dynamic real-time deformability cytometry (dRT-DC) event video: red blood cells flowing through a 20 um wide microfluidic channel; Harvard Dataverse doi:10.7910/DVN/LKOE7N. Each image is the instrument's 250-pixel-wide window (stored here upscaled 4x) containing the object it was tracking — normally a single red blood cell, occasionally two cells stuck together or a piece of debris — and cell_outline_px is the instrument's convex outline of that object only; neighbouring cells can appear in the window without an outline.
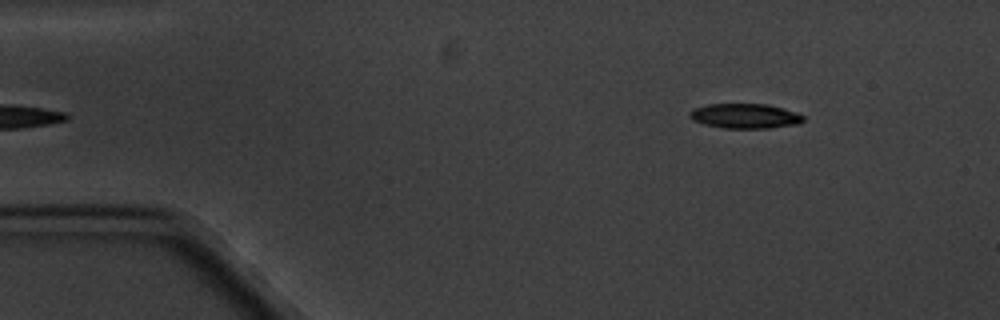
{"species": "common noctule bat (a hibernating species)", "species_latin": "Nyctalus noctula", "temperature_condition": "cold", "stored_images_in_passage": 5, "segment_of_instrument_passage": [2, 2], "camera_frame_rate_fps": 3000, "um_per_image_px": 0.085, "animal": {"sex": "male", "body_mass_g": 20.1, "forearm_length_mm": 53.5}, "frame": {"image": 1, "passage_image": 5, "time_ms": 5.667, "image_size_px": [1000, 320], "cell_outline_px": [[804, 120], [800, 124], [768, 128], [724, 128], [704, 124], [692, 120], [688, 116], [688, 112], [692, 108], [708, 104], [768, 104], [796, 112], [804, 116]], "centroid_in_image_um": [63.3, 9.86], "position_along_channel_um": 21.7, "area_um2": 16.59}}